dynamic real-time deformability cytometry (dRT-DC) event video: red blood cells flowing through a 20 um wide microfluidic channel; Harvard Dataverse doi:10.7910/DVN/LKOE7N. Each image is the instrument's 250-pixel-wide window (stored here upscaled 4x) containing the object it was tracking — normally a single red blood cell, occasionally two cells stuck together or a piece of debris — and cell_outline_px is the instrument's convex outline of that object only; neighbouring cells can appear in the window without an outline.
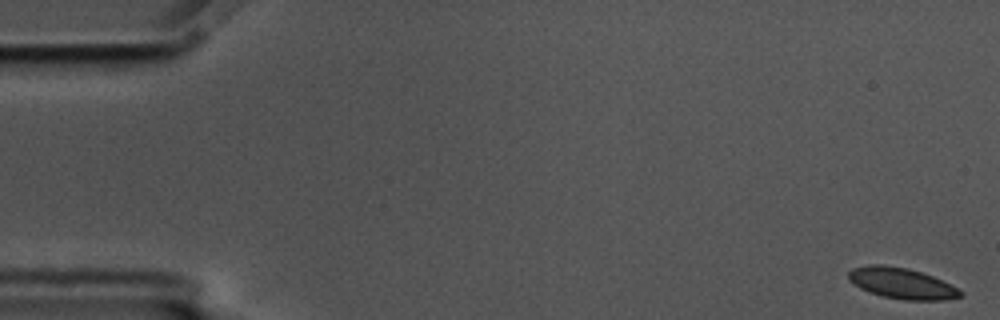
{"species": "common noctule bat (a hibernating species)", "species_latin": "Nyctalus noctula", "temperature_condition": "cold", "stored_images_in_passage": 58, "camera_frame_rate_fps": 3000, "um_per_image_px": 0.085, "animal": {"sex": "male", "body_mass_g": 17.5, "forearm_length_mm": 52.3}, "frame": {"image": 1, "passage_image": 1, "time_ms": 0.0, "image_size_px": [1000, 320], "cell_outline_px": [[964, 292], [960, 296], [944, 300], [904, 300], [880, 296], [868, 292], [860, 288], [848, 280], [848, 272], [852, 268], [868, 264], [884, 264], [908, 268], [932, 276]], "centroid_in_image_um": [76.57, 24.07], "position_along_channel_um": 8.4, "area_um2": 20.17}}
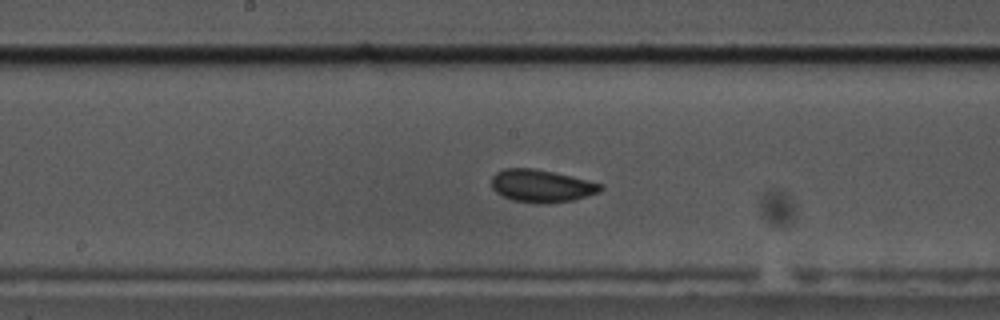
{"frame": {"image": 2, "passage_image": 30, "time_ms": 9.667, "image_size_px": [1000, 320], "cell_outline_px": [[604, 188], [600, 192], [572, 200], [540, 204], [536, 204], [512, 200], [496, 192], [492, 188], [492, 176], [496, 172], [504, 168], [536, 168], [572, 176], [604, 184]], "centroid_in_image_um": [46.04, 15.79], "position_along_channel_um": 202.2, "area_um2": 20.87}}
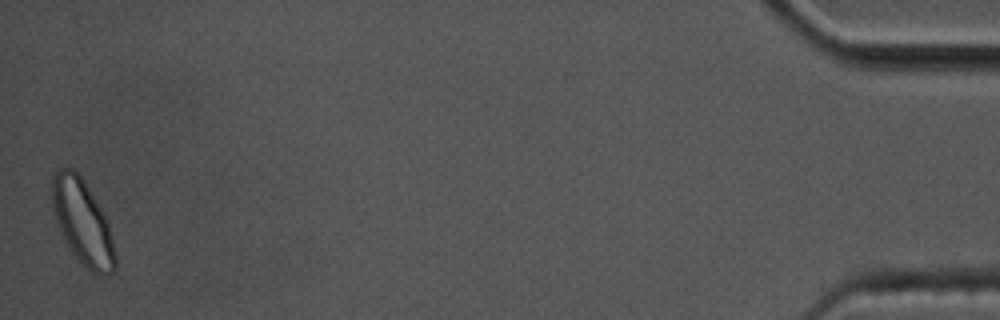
{"frame": {"image": 3, "passage_image": 58, "time_ms": 19.0, "image_size_px": [1000, 320], "cell_outline_px": [[116, 268], [108, 276], [100, 276], [92, 272], [68, 248], [60, 232], [52, 208], [52, 176], [60, 168], [72, 168], [84, 180], [100, 208], [108, 224], [116, 256]], "centroid_in_image_um": [7.01, 18.91], "position_along_channel_um": 428.2, "area_um2": 30.81}, "authors_computed_cell_mechanics": {"area_um2": 20.23, "velocity_mm_per_s": 3.4255, "shape_relaxation_time_tau1_ms": 3.7895, "shape_relaxation_time_tau2_ms": 1.3272, "deformation_change_tau1": 0.0722, "deformation_change_tau2": 0.0504}}